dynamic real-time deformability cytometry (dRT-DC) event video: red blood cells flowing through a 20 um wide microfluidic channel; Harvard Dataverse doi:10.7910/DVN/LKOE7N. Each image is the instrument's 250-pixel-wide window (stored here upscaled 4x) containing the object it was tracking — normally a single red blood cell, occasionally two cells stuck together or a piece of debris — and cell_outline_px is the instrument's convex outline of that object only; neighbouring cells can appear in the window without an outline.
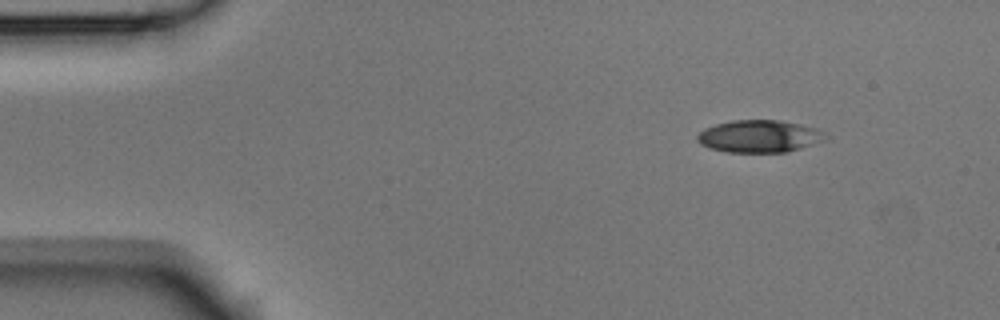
{"species": "Egyptian fruit bat (a non-hibernating species)", "species_latin": "Rousettus aegyptiacus", "temperature_condition": "room temperature", "stored_images_in_passage": 5, "segment_of_instrument_passage": [2, 2], "camera_frame_rate_fps": 3000, "um_per_image_px": 0.085, "animal": {"sex": "male"}, "frame": {"image": 1, "passage_image": 5, "time_ms": 1.333, "image_size_px": [1000, 320], "cell_outline_px": [[832, 136], [824, 140], [800, 148], [784, 152], [728, 152], [708, 148], [700, 144], [696, 140], [696, 136], [704, 128], [716, 124], [732, 120], [780, 120], [820, 128], [828, 132]], "centroid_in_image_um": [64.59, 11.57], "position_along_channel_um": 20.4, "area_um2": 24.51}}